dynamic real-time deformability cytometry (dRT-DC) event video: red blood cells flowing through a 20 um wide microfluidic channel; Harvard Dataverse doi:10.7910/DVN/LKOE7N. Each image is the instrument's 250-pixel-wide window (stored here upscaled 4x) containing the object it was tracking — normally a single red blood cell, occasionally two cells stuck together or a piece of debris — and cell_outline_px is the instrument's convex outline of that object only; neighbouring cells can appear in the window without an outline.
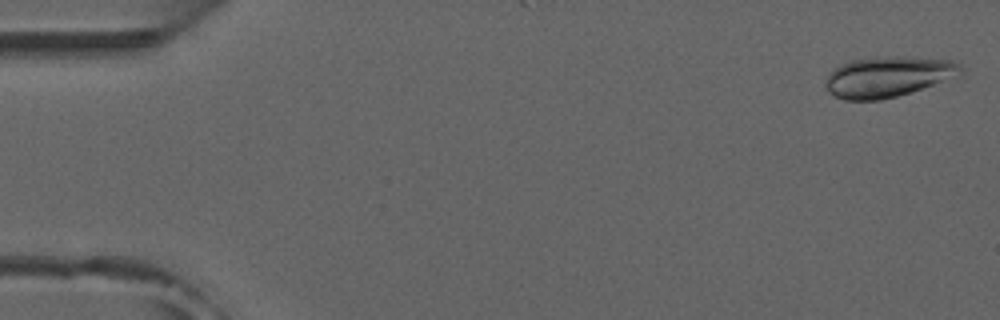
{"species": "common noctule bat (a hibernating species)", "species_latin": "Nyctalus noctula", "temperature_condition": "room temperature", "stored_images_in_passage": 33, "camera_frame_rate_fps": 3000, "um_per_image_px": 0.085, "animal": {"sex": "male", "forearm_length_mm": 52.5}, "frame": {"image": 1, "passage_image": 1, "time_ms": 0.0, "image_size_px": [1000, 320], "cell_outline_px": [[964, 68], [932, 84], [912, 92], [880, 100], [844, 100], [828, 92], [824, 84], [828, 76], [840, 64], [852, 60], [876, 56], [904, 56], [952, 60]], "centroid_in_image_um": [75.36, 6.51], "position_along_channel_um": 9.6, "area_um2": 31.33}}